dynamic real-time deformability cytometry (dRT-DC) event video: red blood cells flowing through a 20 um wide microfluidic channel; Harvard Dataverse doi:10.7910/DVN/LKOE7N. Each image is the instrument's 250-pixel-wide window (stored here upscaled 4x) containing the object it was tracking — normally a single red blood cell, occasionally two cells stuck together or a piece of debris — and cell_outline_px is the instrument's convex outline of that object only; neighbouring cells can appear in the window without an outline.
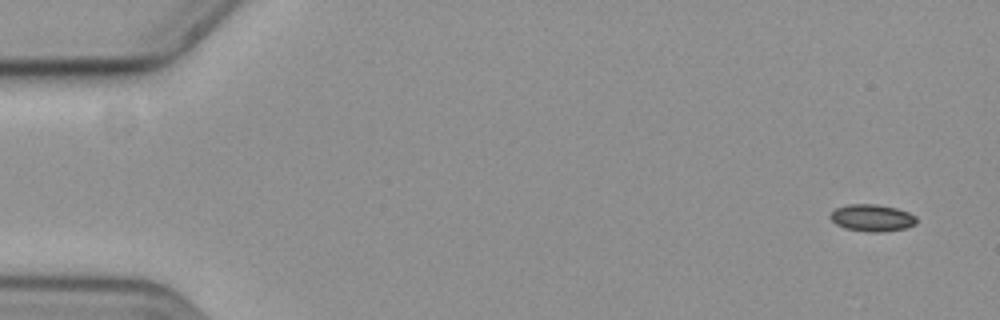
{"species": "common noctule bat (a hibernating species)", "species_latin": "Nyctalus noctula", "temperature_condition": "cold", "stored_images_in_passage": 56, "camera_frame_rate_fps": 3000, "um_per_image_px": 0.085, "animal": {"sex": "female", "body_mass_g": 19.3, "forearm_length_mm": 54.1}, "frame": {"image": 1, "passage_image": 1, "time_ms": 0.0, "image_size_px": [1000, 320], "cell_outline_px": [[916, 224], [904, 228], [880, 232], [868, 232], [844, 228], [836, 224], [828, 216], [836, 208], [848, 204], [876, 204], [896, 208], [908, 212], [916, 216]], "centroid_in_image_um": [74.11, 18.51], "position_along_channel_um": 10.9, "area_um2": 13.53}}
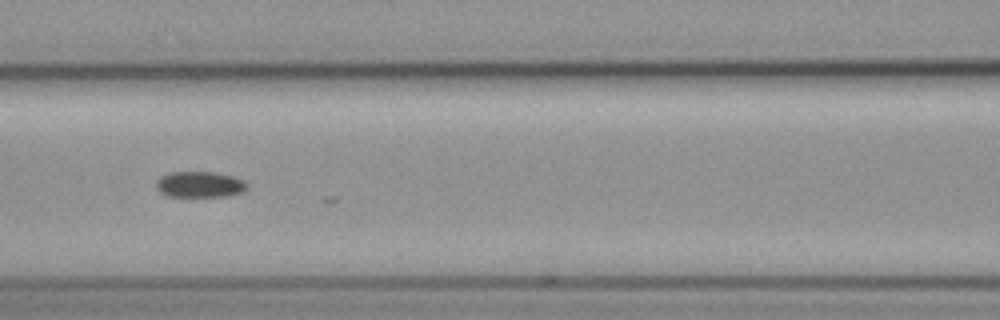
{"frame": {"image": 2, "passage_image": 24, "time_ms": 7.667, "image_size_px": [1000, 320], "cell_outline_px": [[248, 188], [244, 192], [228, 196], [168, 196], [160, 192], [156, 188], [156, 180], [160, 176], [172, 172], [216, 172], [232, 176], [244, 180], [248, 184]], "centroid_in_image_um": [17.0, 15.67], "position_along_channel_um": 149.6, "area_um2": 13.87}}
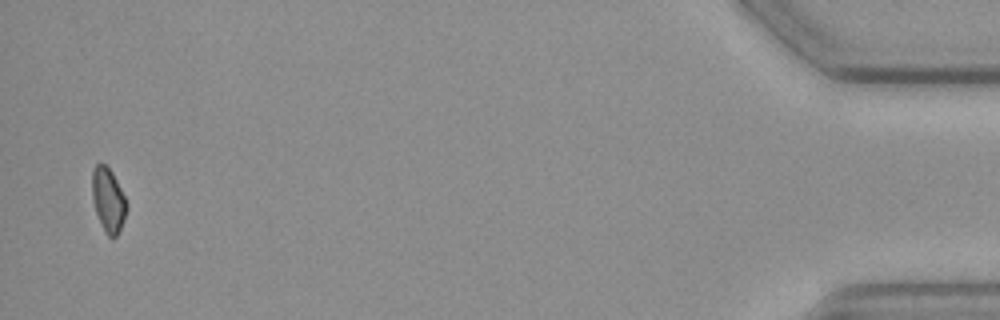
{"frame": {"image": 3, "passage_image": 55, "time_ms": 18.0, "image_size_px": [1000, 320], "cell_outline_px": [[124, 220], [116, 236], [112, 240], [104, 232], [96, 212], [92, 196], [92, 168], [96, 164], [104, 164], [112, 172], [124, 196]], "centroid_in_image_um": [9.15, 17.0], "position_along_channel_um": 426.0, "area_um2": 12.48}}